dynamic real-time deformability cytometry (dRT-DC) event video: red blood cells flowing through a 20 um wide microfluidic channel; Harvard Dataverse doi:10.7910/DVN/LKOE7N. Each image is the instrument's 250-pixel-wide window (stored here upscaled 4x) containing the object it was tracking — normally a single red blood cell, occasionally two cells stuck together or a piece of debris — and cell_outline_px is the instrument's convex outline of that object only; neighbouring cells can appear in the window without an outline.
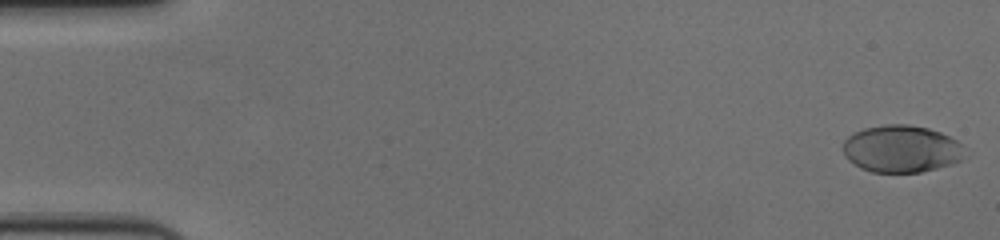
{"species": "human", "species_latin": "Homo sapiens", "temperature_condition": "cold", "stored_images_in_passage": 58, "camera_frame_rate_fps": 3000, "um_per_image_px": 0.085, "donor": {"sex": "female"}, "frame": {"image": 1, "passage_image": 2, "time_ms": 0.333, "image_size_px": [1000, 240], "cell_outline_px": [[960, 160], [936, 168], [920, 172], [872, 172], [860, 168], [848, 160], [844, 156], [844, 140], [848, 136], [864, 128], [884, 124], [908, 124], [928, 128], [940, 132], [956, 140], [960, 144]], "centroid_in_image_um": [76.54, 12.64], "position_along_channel_um": 8.5, "area_um2": 33.0}}
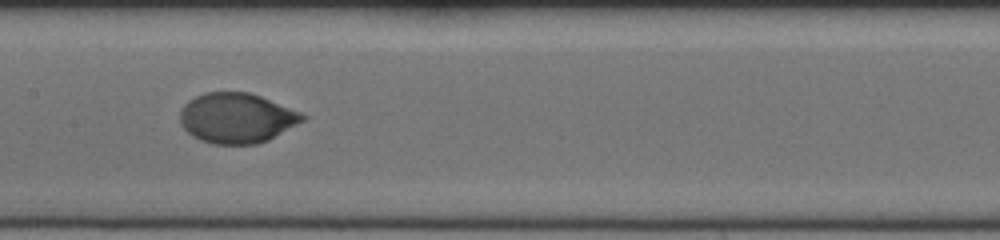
{"frame": {"image": 2, "passage_image": 30, "time_ms": 9.667, "image_size_px": [1000, 240], "cell_outline_px": [[308, 116], [304, 120], [268, 140], [256, 144], [212, 144], [200, 140], [192, 136], [180, 124], [180, 108], [188, 100], [204, 92], [248, 92], [260, 96], [300, 112]], "centroid_in_image_um": [20.08, 10.03], "position_along_channel_um": 187.3, "area_um2": 35.72}}
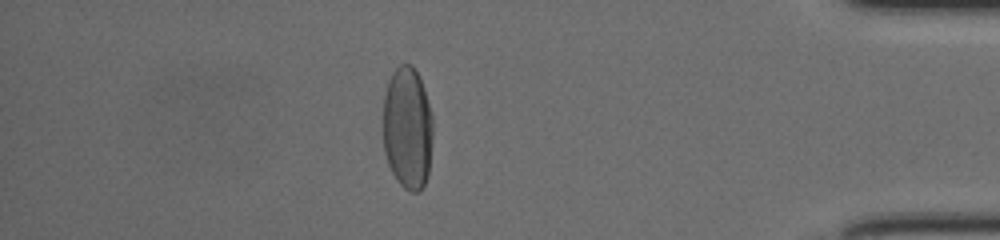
{"frame": {"image": 3, "passage_image": 51, "time_ms": 16.667, "image_size_px": [1000, 240], "cell_outline_px": [[432, 136], [428, 176], [420, 192], [412, 192], [404, 188], [396, 180], [388, 164], [384, 152], [384, 96], [388, 80], [392, 72], [400, 64], [412, 64], [420, 76], [424, 88], [432, 116]], "centroid_in_image_um": [34.64, 10.88], "position_along_channel_um": 400.6, "area_um2": 35.84}, "authors_computed_cell_mechanics": {"area_um2": 35.6626, "velocity_mm_per_s": 3.6226, "shape_relaxation_time_tau1_ms": 3.8491, "shape_relaxation_time_tau2_ms": null, "deformation_change_tau1": 0.1836, "deformation_change_tau2": null}}